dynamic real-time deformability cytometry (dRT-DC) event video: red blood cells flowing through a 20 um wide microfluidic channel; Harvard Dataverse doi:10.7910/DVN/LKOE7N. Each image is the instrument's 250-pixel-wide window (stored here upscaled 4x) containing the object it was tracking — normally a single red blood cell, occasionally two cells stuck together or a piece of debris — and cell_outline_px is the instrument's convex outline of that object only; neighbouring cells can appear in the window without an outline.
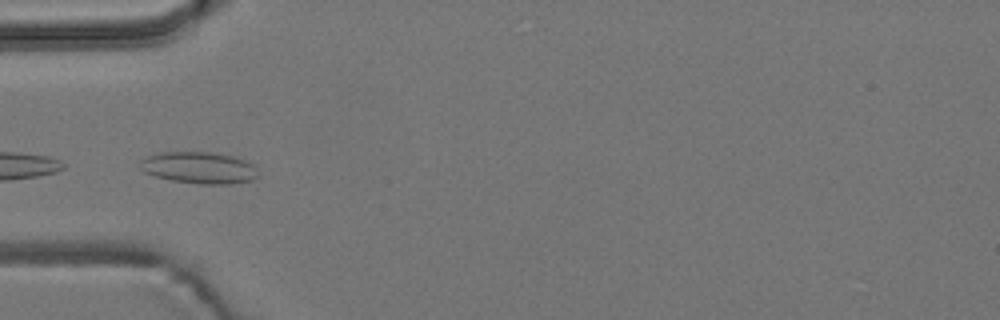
{"species": "common noctule bat (a hibernating species)", "species_latin": "Nyctalus noctula", "temperature_condition": "room temperature", "stored_images_in_passage": 5, "camera_frame_rate_fps": 3000, "um_per_image_px": 0.085, "animal": {"sex": "male", "body_mass_g": 19.2, "forearm_length_mm": 51.8}, "frame": {"image": 1, "passage_image": 5, "time_ms": 5.667, "image_size_px": [1000, 320], "cell_outline_px": [[260, 176], [252, 180], [232, 184], [200, 184], [172, 180], [156, 176], [144, 172], [140, 168], [140, 160], [148, 156], [160, 152], [208, 152], [232, 156], [244, 160], [252, 164], [256, 168]], "centroid_in_image_um": [16.94, 14.26], "position_along_channel_um": 68.1, "area_um2": 21.79}}